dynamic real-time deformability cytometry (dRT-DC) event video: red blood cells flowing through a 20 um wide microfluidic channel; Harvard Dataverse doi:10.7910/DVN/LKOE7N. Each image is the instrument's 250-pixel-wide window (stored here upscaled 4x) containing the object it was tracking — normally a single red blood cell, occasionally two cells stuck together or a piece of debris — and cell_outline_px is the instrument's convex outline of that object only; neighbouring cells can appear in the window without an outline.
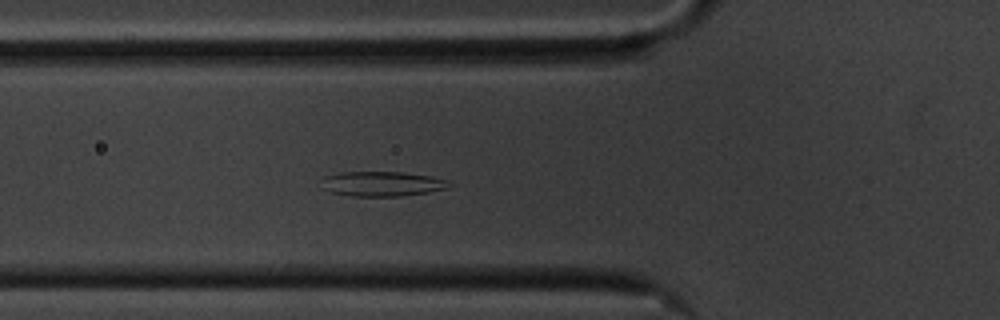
{"species": "common noctule bat (a hibernating species)", "species_latin": "Nyctalus noctula", "temperature_condition": "cold", "stored_images_in_passage": 57, "segment_of_instrument_passage": [1, 2], "camera_frame_rate_fps": 3000, "um_per_image_px": 0.085, "animal": {"sex": "male", "body_mass_g": 20.1, "forearm_length_mm": 53.5}, "frame": {"image": 1, "passage_image": 19, "time_ms": 6.0, "image_size_px": [1000, 320], "cell_outline_px": [[448, 188], [428, 192], [400, 196], [352, 196], [328, 192], [320, 188], [324, 176], [340, 172], [404, 172], [432, 176], [448, 180]], "centroid_in_image_um": [32.42, 15.62], "position_along_channel_um": 93.4, "area_um2": 18.61}}
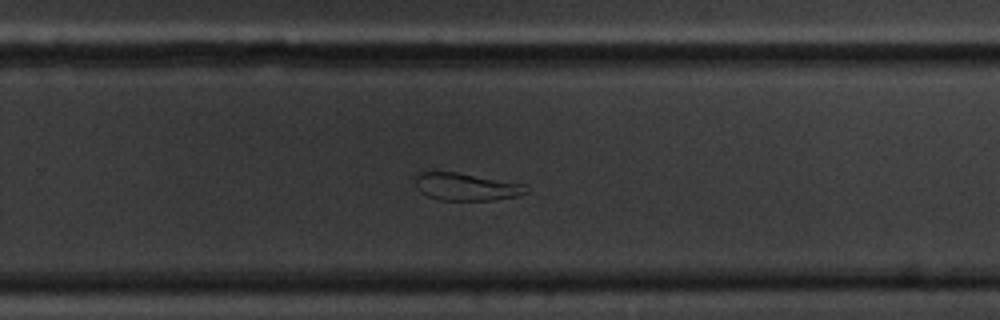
{"frame": {"image": 2, "passage_image": 36, "time_ms": 11.667, "image_size_px": [1000, 320], "cell_outline_px": [[528, 192], [516, 196], [492, 200], [440, 200], [428, 196], [420, 192], [416, 184], [416, 176], [420, 172], [456, 172], [524, 184]], "centroid_in_image_um": [39.61, 15.88], "position_along_channel_um": 290.2, "area_um2": 17.46}}
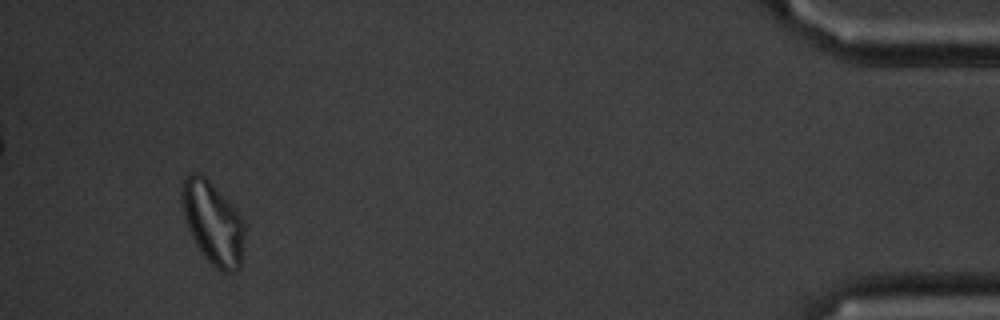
{"frame": {"image": 3, "passage_image": 53, "time_ms": 17.333, "image_size_px": [1000, 320], "cell_outline_px": [[244, 232], [240, 268], [232, 272], [220, 272], [200, 252], [188, 228], [184, 216], [180, 196], [180, 184], [192, 172], [200, 172], [212, 184], [244, 220]], "centroid_in_image_um": [18.07, 18.95], "position_along_channel_um": 417.1, "area_um2": 29.94}}